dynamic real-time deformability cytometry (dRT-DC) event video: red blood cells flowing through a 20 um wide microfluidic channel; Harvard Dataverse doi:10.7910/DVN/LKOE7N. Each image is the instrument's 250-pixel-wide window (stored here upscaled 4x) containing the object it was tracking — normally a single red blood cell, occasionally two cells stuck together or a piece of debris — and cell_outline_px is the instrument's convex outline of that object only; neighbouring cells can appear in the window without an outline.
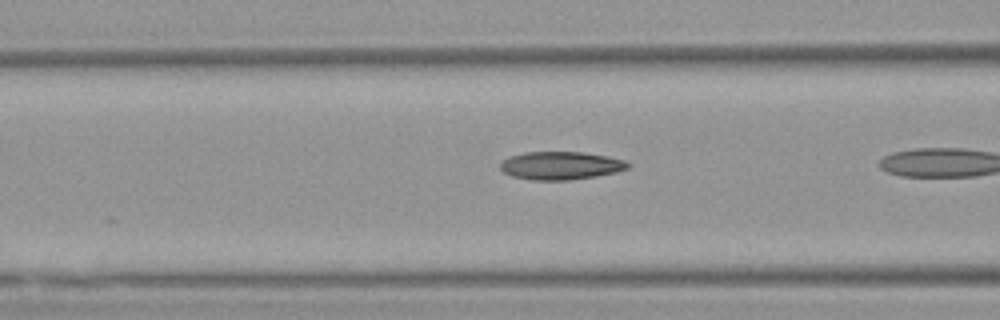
{"species": "Egyptian fruit bat (a non-hibernating species)", "species_latin": "Rousettus aegyptiacus", "temperature_condition": "warm", "stored_images_in_passage": 5, "camera_frame_rate_fps": 3000, "um_per_image_px": 0.085, "animal": {"sex": "female"}, "frame": {"image": 1, "passage_image": 3, "time_ms": 0.667, "image_size_px": [1000, 320], "cell_outline_px": [[632, 164], [628, 168], [616, 172], [596, 176], [568, 180], [532, 180], [512, 176], [504, 172], [500, 168], [500, 164], [508, 156], [524, 152], [584, 152], [608, 156], [624, 160]], "centroid_in_image_um": [47.67, 14.07], "position_along_channel_um": 118.9, "area_um2": 20.92}}